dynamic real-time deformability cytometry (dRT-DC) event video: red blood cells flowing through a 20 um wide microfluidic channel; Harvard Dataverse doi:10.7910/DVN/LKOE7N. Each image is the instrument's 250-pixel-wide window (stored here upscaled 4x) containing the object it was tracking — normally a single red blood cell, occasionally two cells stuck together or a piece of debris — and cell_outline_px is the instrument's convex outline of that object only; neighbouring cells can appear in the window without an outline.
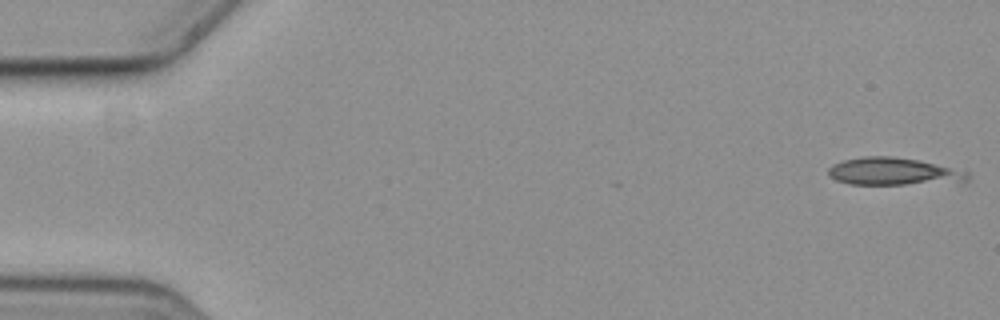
{"species": "common noctule bat (a hibernating species)", "species_latin": "Nyctalus noctula", "temperature_condition": "cold", "stored_images_in_passage": 3, "camera_frame_rate_fps": 3000, "um_per_image_px": 0.085, "animal": {"sex": "female", "body_mass_g": 19.3, "forearm_length_mm": 54.1}, "frame": {"image": 1, "passage_image": 1, "time_ms": 0.0, "image_size_px": [1000, 320], "cell_outline_px": [[968, 180], [964, 184], [852, 184], [836, 180], [828, 176], [828, 168], [832, 164], [844, 160], [864, 156], [892, 156], [920, 160], [968, 172]], "centroid_in_image_um": [76.01, 14.59], "position_along_channel_um": 9.0, "area_um2": 22.72}}